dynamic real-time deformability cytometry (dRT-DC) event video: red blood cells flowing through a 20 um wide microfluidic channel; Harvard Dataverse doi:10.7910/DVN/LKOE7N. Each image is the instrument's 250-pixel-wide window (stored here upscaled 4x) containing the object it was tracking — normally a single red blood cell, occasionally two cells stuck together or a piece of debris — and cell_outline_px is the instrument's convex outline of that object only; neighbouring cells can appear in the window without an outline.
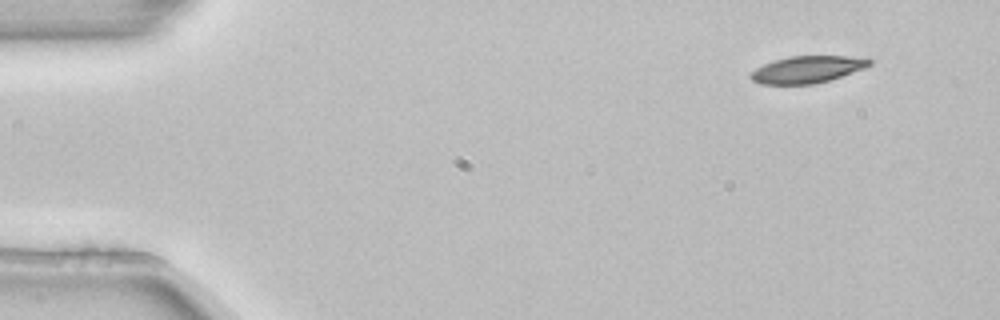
{"species": "common noctule bat (a hibernating species)", "species_latin": "Nyctalus noctula", "temperature_condition": "room temperature", "stored_images_in_passage": 4, "segment_of_instrument_passage": [1, 2], "camera_frame_rate_fps": 3000, "um_per_image_px": 0.085, "animal": {"sex": "female", "body_mass_g": 22.7, "forearm_length_mm": 54.2}, "frame": {"image": 1, "passage_image": 1, "time_ms": 0.0, "image_size_px": [1000, 320], "cell_outline_px": [[872, 64], [864, 68], [828, 80], [812, 84], [760, 84], [752, 80], [748, 76], [756, 68], [764, 64], [788, 56], [848, 56], [872, 60]], "centroid_in_image_um": [68.58, 5.9], "position_along_channel_um": 16.4, "area_um2": 18.38}}
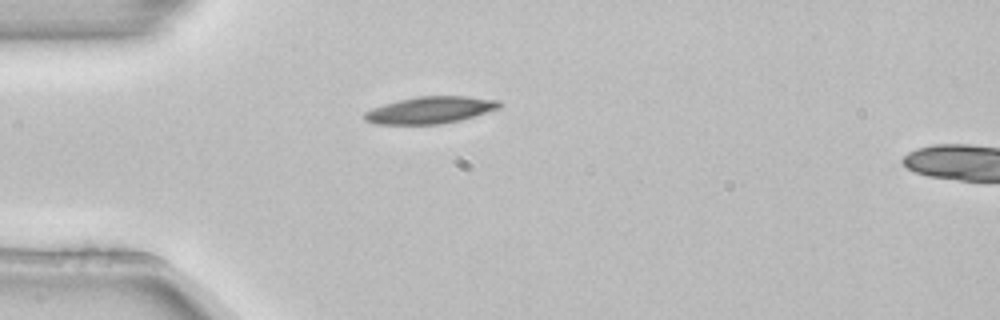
{"frame": {"image": 2, "passage_image": 3, "time_ms": 0.667, "image_size_px": [1000, 320], "cell_outline_px": [[504, 104], [500, 108], [460, 120], [440, 124], [372, 124], [364, 120], [360, 116], [364, 112], [372, 108], [384, 104], [400, 100], [420, 96], [468, 96], [500, 100]], "centroid_in_image_um": [36.56, 9.35], "position_along_channel_um": 48.4, "area_um2": 21.33}}